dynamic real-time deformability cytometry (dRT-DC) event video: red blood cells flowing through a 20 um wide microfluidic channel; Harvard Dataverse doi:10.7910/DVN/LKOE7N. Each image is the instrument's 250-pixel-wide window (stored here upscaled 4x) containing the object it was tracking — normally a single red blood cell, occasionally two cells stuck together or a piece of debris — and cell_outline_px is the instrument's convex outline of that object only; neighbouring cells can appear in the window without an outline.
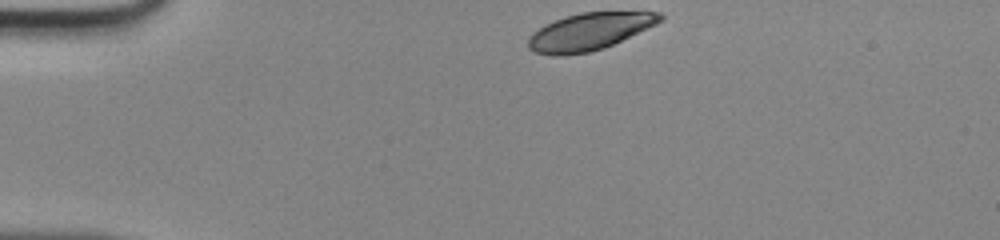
{"species": "human", "species_latin": "Homo sapiens", "temperature_condition": "room temperature", "stored_images_in_passage": 33, "camera_frame_rate_fps": 3000, "um_per_image_px": 0.085, "donor": {"sex": "male"}, "frame": {"image": 1, "passage_image": 1, "time_ms": 0.0, "image_size_px": [1000, 240], "cell_outline_px": [[664, 20], [656, 24], [604, 48], [588, 52], [564, 56], [552, 56], [536, 52], [528, 48], [528, 36], [532, 32], [544, 24], [564, 16], [580, 12], [660, 12], [664, 16]], "centroid_in_image_um": [50.05, 2.68], "position_along_channel_um": 34.9, "area_um2": 28.67}}
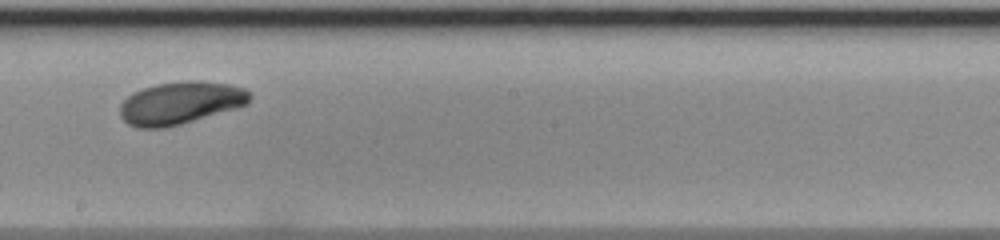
{"frame": {"image": 2, "passage_image": 19, "time_ms": 6.0, "image_size_px": [1000, 240], "cell_outline_px": [[252, 96], [248, 104], [236, 108], [180, 124], [164, 128], [136, 128], [128, 124], [120, 116], [120, 104], [132, 92], [156, 84], [188, 80], [200, 80], [228, 84], [244, 88], [252, 92]], "centroid_in_image_um": [15.34, 8.74], "position_along_channel_um": 232.9, "area_um2": 32.31}}
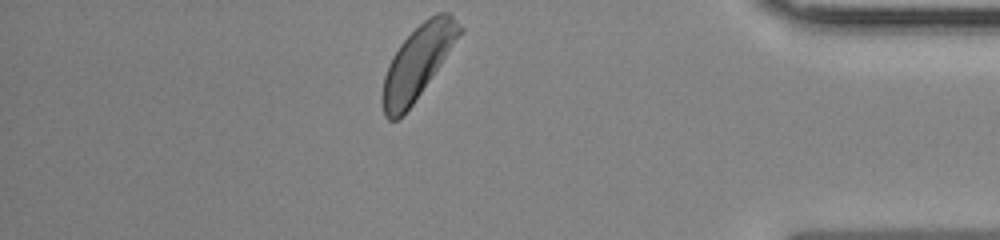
{"frame": {"image": 3, "passage_image": 33, "time_ms": 10.667, "image_size_px": [1000, 240], "cell_outline_px": [[464, 28], [440, 64], [412, 104], [396, 120], [388, 120], [384, 116], [384, 76], [388, 64], [392, 56], [400, 44], [428, 16], [436, 12], [448, 12]], "centroid_in_image_um": [35.51, 5.24], "position_along_channel_um": 399.7, "area_um2": 31.39}}